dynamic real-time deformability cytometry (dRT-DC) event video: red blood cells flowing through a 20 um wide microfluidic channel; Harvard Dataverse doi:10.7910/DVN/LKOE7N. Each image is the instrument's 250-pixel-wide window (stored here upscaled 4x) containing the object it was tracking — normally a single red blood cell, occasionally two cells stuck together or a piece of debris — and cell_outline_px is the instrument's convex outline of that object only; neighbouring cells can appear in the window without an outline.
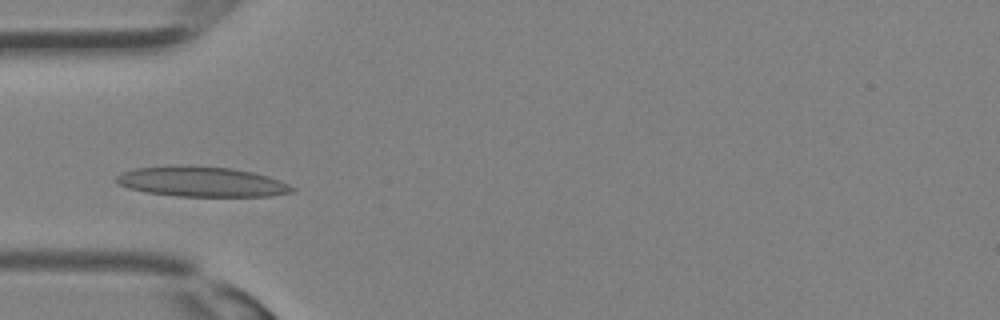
{"species": "Egyptian fruit bat (a non-hibernating species)", "species_latin": "Rousettus aegyptiacus", "temperature_condition": "room temperature", "stored_images_in_passage": 28, "camera_frame_rate_fps": 3000, "um_per_image_px": 0.085, "animal": {"sex": "female"}, "frame": {"image": 1, "passage_image": 5, "time_ms": 1.333, "image_size_px": [1000, 320], "cell_outline_px": [[296, 188], [292, 192], [272, 196], [176, 196], [144, 192], [128, 188], [120, 184], [116, 180], [116, 176], [120, 172], [136, 168], [180, 164], [184, 164], [232, 168], [252, 172], [268, 176], [280, 180]], "centroid_in_image_um": [17.12, 15.43], "position_along_channel_um": 67.9, "area_um2": 31.15}}
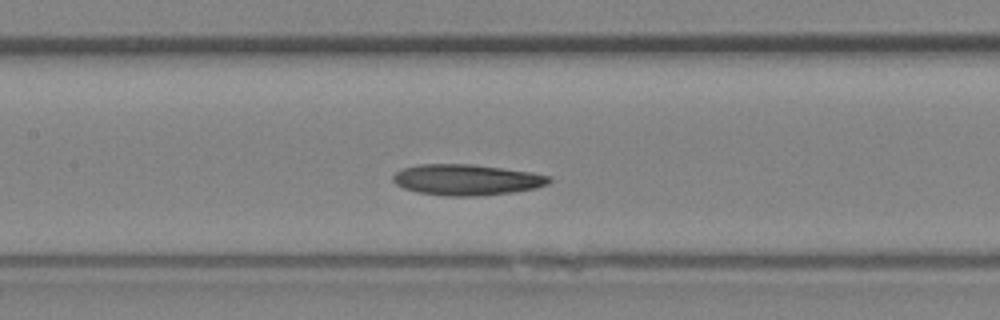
{"frame": {"image": 2, "passage_image": 10, "time_ms": 3.0, "image_size_px": [1000, 320], "cell_outline_px": [[552, 180], [548, 184], [536, 188], [512, 192], [476, 196], [444, 196], [416, 192], [404, 188], [396, 184], [392, 180], [392, 176], [400, 168], [420, 164], [472, 164], [532, 172], [552, 176]], "centroid_in_image_um": [39.65, 15.28], "position_along_channel_um": 167.7, "area_um2": 28.32}}
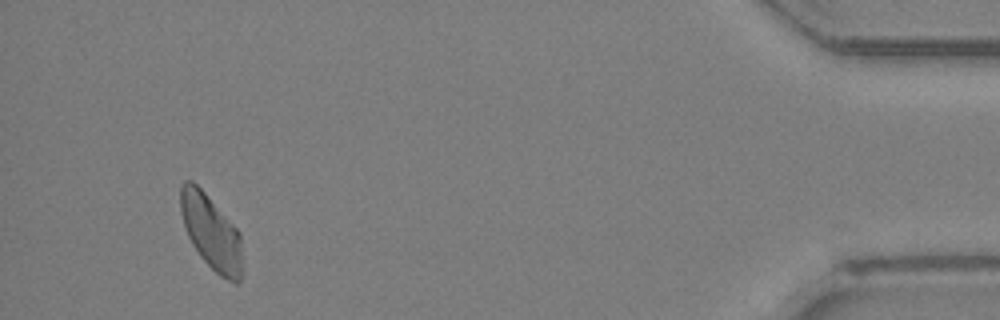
{"frame": {"image": 3, "passage_image": 26, "time_ms": 8.333, "image_size_px": [1000, 320], "cell_outline_px": [[244, 272], [240, 280], [236, 284], [220, 276], [200, 256], [192, 244], [188, 236], [180, 212], [180, 184], [184, 180], [192, 180], [204, 192], [240, 232], [244, 268]], "centroid_in_image_um": [17.98, 19.77], "position_along_channel_um": 417.2, "area_um2": 27.11}}